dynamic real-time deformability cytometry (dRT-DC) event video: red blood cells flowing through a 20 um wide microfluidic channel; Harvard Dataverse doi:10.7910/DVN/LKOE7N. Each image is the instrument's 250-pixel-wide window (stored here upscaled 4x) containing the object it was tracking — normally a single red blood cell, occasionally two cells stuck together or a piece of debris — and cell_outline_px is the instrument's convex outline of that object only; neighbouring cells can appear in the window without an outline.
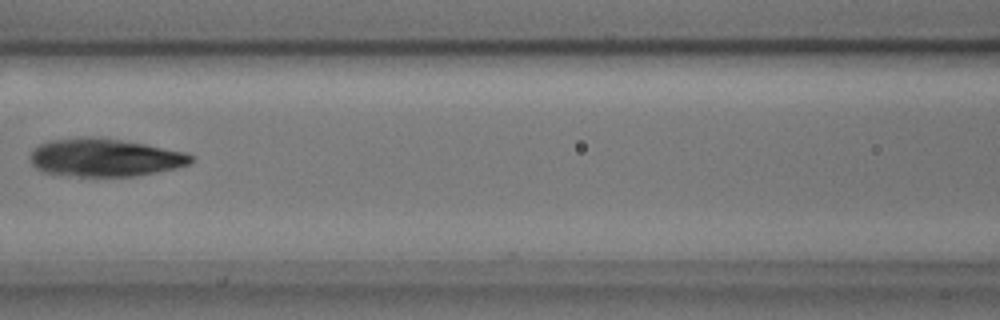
{"species": "common noctule bat (a hibernating species)", "species_latin": "Nyctalus noctula", "temperature_condition": "cold", "stored_images_in_passage": 7, "camera_frame_rate_fps": 3000, "um_per_image_px": 0.085, "animal": {"sex": "male", "body_mass_g": 17.9, "forearm_length_mm": 54.2}, "frame": {"image": 1, "passage_image": 6, "time_ms": 1.667, "image_size_px": [1000, 320], "cell_outline_px": [[196, 160], [188, 164], [176, 168], [156, 172], [132, 176], [80, 176], [44, 172], [36, 168], [32, 164], [32, 148], [40, 144], [52, 140], [120, 140], [144, 144], [184, 152], [192, 156]], "centroid_in_image_um": [8.96, 13.44], "position_along_channel_um": 157.6, "area_um2": 34.1}}
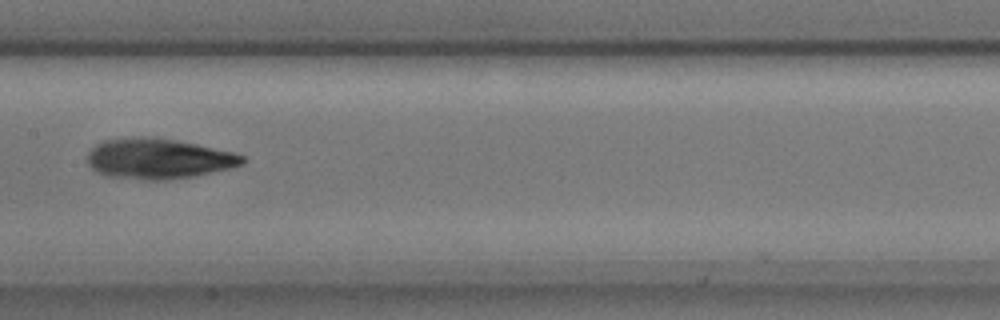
{"frame": {"image": 2, "passage_image": 7, "time_ms": 2.0, "image_size_px": [1000, 320], "cell_outline_px": [[248, 160], [244, 164], [196, 176], [164, 180], [144, 180], [108, 176], [96, 172], [88, 164], [88, 152], [96, 144], [104, 140], [140, 136], [152, 136], [176, 140], [196, 144], [232, 152], [244, 156]], "centroid_in_image_um": [13.46, 13.48], "position_along_channel_um": 193.9, "area_um2": 36.59}}